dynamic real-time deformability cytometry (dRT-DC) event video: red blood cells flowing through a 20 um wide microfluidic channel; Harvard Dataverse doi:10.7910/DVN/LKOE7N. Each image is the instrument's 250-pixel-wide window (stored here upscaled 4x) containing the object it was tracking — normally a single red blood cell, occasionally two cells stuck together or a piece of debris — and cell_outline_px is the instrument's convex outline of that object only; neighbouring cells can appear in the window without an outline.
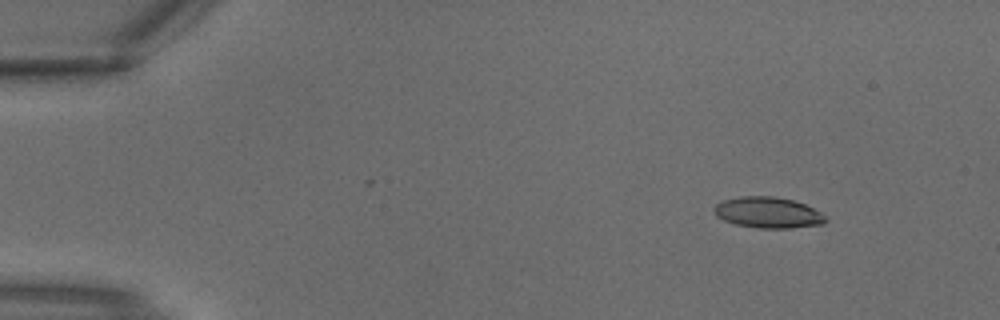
{"species": "common noctule bat (a hibernating species)", "species_latin": "Nyctalus noctula", "temperature_condition": "warm", "stored_images_in_passage": 2, "segment_of_instrument_passage": [2, 2], "camera_frame_rate_fps": 3000, "um_per_image_px": 0.085, "animal": {"sex": "male", "body_mass_g": 18.8}, "frame": {"image": 1, "passage_image": 2, "time_ms": 0.333, "image_size_px": [1000, 320], "cell_outline_px": [[828, 220], [824, 224], [792, 228], [760, 228], [736, 224], [724, 220], [716, 216], [712, 208], [716, 204], [724, 200], [740, 196], [772, 196], [792, 200], [804, 204], [820, 212]], "centroid_in_image_um": [65.27, 18.07], "position_along_channel_um": 19.7, "area_um2": 20.06}}